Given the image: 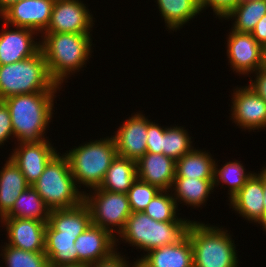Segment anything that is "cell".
I'll list each match as a JSON object with an SVG mask.
<instances>
[{
	"label": "cell",
	"instance_id": "obj_1",
	"mask_svg": "<svg viewBox=\"0 0 266 267\" xmlns=\"http://www.w3.org/2000/svg\"><path fill=\"white\" fill-rule=\"evenodd\" d=\"M92 34L43 32L40 49L45 55L50 77L62 85L69 75L86 66L93 52Z\"/></svg>",
	"mask_w": 266,
	"mask_h": 267
},
{
	"label": "cell",
	"instance_id": "obj_2",
	"mask_svg": "<svg viewBox=\"0 0 266 267\" xmlns=\"http://www.w3.org/2000/svg\"><path fill=\"white\" fill-rule=\"evenodd\" d=\"M57 92H36L11 96L3 101L8 106L13 136L18 143L45 140Z\"/></svg>",
	"mask_w": 266,
	"mask_h": 267
},
{
	"label": "cell",
	"instance_id": "obj_3",
	"mask_svg": "<svg viewBox=\"0 0 266 267\" xmlns=\"http://www.w3.org/2000/svg\"><path fill=\"white\" fill-rule=\"evenodd\" d=\"M60 87L50 77L41 49L25 60L0 65V100L20 94L57 92Z\"/></svg>",
	"mask_w": 266,
	"mask_h": 267
},
{
	"label": "cell",
	"instance_id": "obj_4",
	"mask_svg": "<svg viewBox=\"0 0 266 267\" xmlns=\"http://www.w3.org/2000/svg\"><path fill=\"white\" fill-rule=\"evenodd\" d=\"M223 227L192 221L187 229L194 267H238L234 240Z\"/></svg>",
	"mask_w": 266,
	"mask_h": 267
},
{
	"label": "cell",
	"instance_id": "obj_5",
	"mask_svg": "<svg viewBox=\"0 0 266 267\" xmlns=\"http://www.w3.org/2000/svg\"><path fill=\"white\" fill-rule=\"evenodd\" d=\"M76 186L99 188L112 161L117 157L114 138H100L66 151ZM80 186H79V185ZM90 187V188H89Z\"/></svg>",
	"mask_w": 266,
	"mask_h": 267
},
{
	"label": "cell",
	"instance_id": "obj_6",
	"mask_svg": "<svg viewBox=\"0 0 266 267\" xmlns=\"http://www.w3.org/2000/svg\"><path fill=\"white\" fill-rule=\"evenodd\" d=\"M192 221L159 222L143 211L132 212L124 229L119 233V239L149 252L162 246L178 243L186 234Z\"/></svg>",
	"mask_w": 266,
	"mask_h": 267
},
{
	"label": "cell",
	"instance_id": "obj_7",
	"mask_svg": "<svg viewBox=\"0 0 266 267\" xmlns=\"http://www.w3.org/2000/svg\"><path fill=\"white\" fill-rule=\"evenodd\" d=\"M32 186L50 210L75 207L84 199L85 192L76 186L64 153L52 158Z\"/></svg>",
	"mask_w": 266,
	"mask_h": 267
},
{
	"label": "cell",
	"instance_id": "obj_8",
	"mask_svg": "<svg viewBox=\"0 0 266 267\" xmlns=\"http://www.w3.org/2000/svg\"><path fill=\"white\" fill-rule=\"evenodd\" d=\"M92 190L91 194L85 191L83 199L90 210L92 224L119 235L132 213L128 195L99 188Z\"/></svg>",
	"mask_w": 266,
	"mask_h": 267
},
{
	"label": "cell",
	"instance_id": "obj_9",
	"mask_svg": "<svg viewBox=\"0 0 266 267\" xmlns=\"http://www.w3.org/2000/svg\"><path fill=\"white\" fill-rule=\"evenodd\" d=\"M81 0H55L44 32L90 34L94 17Z\"/></svg>",
	"mask_w": 266,
	"mask_h": 267
},
{
	"label": "cell",
	"instance_id": "obj_10",
	"mask_svg": "<svg viewBox=\"0 0 266 267\" xmlns=\"http://www.w3.org/2000/svg\"><path fill=\"white\" fill-rule=\"evenodd\" d=\"M227 38V57L233 72L249 75L264 67L263 47L251 33L231 30Z\"/></svg>",
	"mask_w": 266,
	"mask_h": 267
},
{
	"label": "cell",
	"instance_id": "obj_11",
	"mask_svg": "<svg viewBox=\"0 0 266 267\" xmlns=\"http://www.w3.org/2000/svg\"><path fill=\"white\" fill-rule=\"evenodd\" d=\"M55 0H19L1 15L9 27H21L42 34L48 27ZM11 24V26H10Z\"/></svg>",
	"mask_w": 266,
	"mask_h": 267
},
{
	"label": "cell",
	"instance_id": "obj_12",
	"mask_svg": "<svg viewBox=\"0 0 266 267\" xmlns=\"http://www.w3.org/2000/svg\"><path fill=\"white\" fill-rule=\"evenodd\" d=\"M231 119L237 126L249 131L266 127V101L249 86L233 89Z\"/></svg>",
	"mask_w": 266,
	"mask_h": 267
},
{
	"label": "cell",
	"instance_id": "obj_13",
	"mask_svg": "<svg viewBox=\"0 0 266 267\" xmlns=\"http://www.w3.org/2000/svg\"><path fill=\"white\" fill-rule=\"evenodd\" d=\"M51 144L49 139L40 142H21L9 156L30 186L38 180L45 166L57 154L58 151Z\"/></svg>",
	"mask_w": 266,
	"mask_h": 267
},
{
	"label": "cell",
	"instance_id": "obj_14",
	"mask_svg": "<svg viewBox=\"0 0 266 267\" xmlns=\"http://www.w3.org/2000/svg\"><path fill=\"white\" fill-rule=\"evenodd\" d=\"M118 240L110 231L91 224L74 242L78 264L90 265L109 258L117 251Z\"/></svg>",
	"mask_w": 266,
	"mask_h": 267
},
{
	"label": "cell",
	"instance_id": "obj_15",
	"mask_svg": "<svg viewBox=\"0 0 266 267\" xmlns=\"http://www.w3.org/2000/svg\"><path fill=\"white\" fill-rule=\"evenodd\" d=\"M0 222L6 227L8 245L29 252L45 251V230L48 222L36 219L3 217Z\"/></svg>",
	"mask_w": 266,
	"mask_h": 267
},
{
	"label": "cell",
	"instance_id": "obj_16",
	"mask_svg": "<svg viewBox=\"0 0 266 267\" xmlns=\"http://www.w3.org/2000/svg\"><path fill=\"white\" fill-rule=\"evenodd\" d=\"M123 123L112 136L117 155L137 162L147 152V118L137 112Z\"/></svg>",
	"mask_w": 266,
	"mask_h": 267
},
{
	"label": "cell",
	"instance_id": "obj_17",
	"mask_svg": "<svg viewBox=\"0 0 266 267\" xmlns=\"http://www.w3.org/2000/svg\"><path fill=\"white\" fill-rule=\"evenodd\" d=\"M3 24L4 29L0 30V65L25 60L40 50V40L34 39V35L38 36L37 32L21 27H15L16 30H13L5 22Z\"/></svg>",
	"mask_w": 266,
	"mask_h": 267
},
{
	"label": "cell",
	"instance_id": "obj_18",
	"mask_svg": "<svg viewBox=\"0 0 266 267\" xmlns=\"http://www.w3.org/2000/svg\"><path fill=\"white\" fill-rule=\"evenodd\" d=\"M253 175L243 187L229 200V206L243 218L258 223L264 228V190L263 168Z\"/></svg>",
	"mask_w": 266,
	"mask_h": 267
},
{
	"label": "cell",
	"instance_id": "obj_19",
	"mask_svg": "<svg viewBox=\"0 0 266 267\" xmlns=\"http://www.w3.org/2000/svg\"><path fill=\"white\" fill-rule=\"evenodd\" d=\"M136 164L137 178L159 190H171L176 177L175 160L164 154L146 152Z\"/></svg>",
	"mask_w": 266,
	"mask_h": 267
},
{
	"label": "cell",
	"instance_id": "obj_20",
	"mask_svg": "<svg viewBox=\"0 0 266 267\" xmlns=\"http://www.w3.org/2000/svg\"><path fill=\"white\" fill-rule=\"evenodd\" d=\"M136 259L143 267H194L193 250L187 234L176 244L152 249Z\"/></svg>",
	"mask_w": 266,
	"mask_h": 267
},
{
	"label": "cell",
	"instance_id": "obj_21",
	"mask_svg": "<svg viewBox=\"0 0 266 267\" xmlns=\"http://www.w3.org/2000/svg\"><path fill=\"white\" fill-rule=\"evenodd\" d=\"M48 223L60 235L79 236L92 224L91 213L83 201L75 207L50 210Z\"/></svg>",
	"mask_w": 266,
	"mask_h": 267
},
{
	"label": "cell",
	"instance_id": "obj_22",
	"mask_svg": "<svg viewBox=\"0 0 266 267\" xmlns=\"http://www.w3.org/2000/svg\"><path fill=\"white\" fill-rule=\"evenodd\" d=\"M7 159L0 170V219L11 211L21 192L30 186L18 166Z\"/></svg>",
	"mask_w": 266,
	"mask_h": 267
},
{
	"label": "cell",
	"instance_id": "obj_23",
	"mask_svg": "<svg viewBox=\"0 0 266 267\" xmlns=\"http://www.w3.org/2000/svg\"><path fill=\"white\" fill-rule=\"evenodd\" d=\"M213 180L175 177L170 191L174 192L172 196L175 199L177 207L179 202L180 204L186 203L185 205L188 204V206L196 208L201 207V205L203 206L209 194L214 190Z\"/></svg>",
	"mask_w": 266,
	"mask_h": 267
},
{
	"label": "cell",
	"instance_id": "obj_24",
	"mask_svg": "<svg viewBox=\"0 0 266 267\" xmlns=\"http://www.w3.org/2000/svg\"><path fill=\"white\" fill-rule=\"evenodd\" d=\"M78 236L60 235L49 223L45 230V251L49 263L56 265L78 264L74 242Z\"/></svg>",
	"mask_w": 266,
	"mask_h": 267
},
{
	"label": "cell",
	"instance_id": "obj_25",
	"mask_svg": "<svg viewBox=\"0 0 266 267\" xmlns=\"http://www.w3.org/2000/svg\"><path fill=\"white\" fill-rule=\"evenodd\" d=\"M136 179V161L117 155L106 171L99 189L127 194Z\"/></svg>",
	"mask_w": 266,
	"mask_h": 267
},
{
	"label": "cell",
	"instance_id": "obj_26",
	"mask_svg": "<svg viewBox=\"0 0 266 267\" xmlns=\"http://www.w3.org/2000/svg\"><path fill=\"white\" fill-rule=\"evenodd\" d=\"M214 164L211 153L193 148L176 161V177L214 179Z\"/></svg>",
	"mask_w": 266,
	"mask_h": 267
},
{
	"label": "cell",
	"instance_id": "obj_27",
	"mask_svg": "<svg viewBox=\"0 0 266 267\" xmlns=\"http://www.w3.org/2000/svg\"><path fill=\"white\" fill-rule=\"evenodd\" d=\"M168 30H179L200 14L197 0H156Z\"/></svg>",
	"mask_w": 266,
	"mask_h": 267
},
{
	"label": "cell",
	"instance_id": "obj_28",
	"mask_svg": "<svg viewBox=\"0 0 266 267\" xmlns=\"http://www.w3.org/2000/svg\"><path fill=\"white\" fill-rule=\"evenodd\" d=\"M49 213L50 209L45 205L41 196L33 186H29L25 191L21 192L11 211L5 217L36 219L48 222Z\"/></svg>",
	"mask_w": 266,
	"mask_h": 267
},
{
	"label": "cell",
	"instance_id": "obj_29",
	"mask_svg": "<svg viewBox=\"0 0 266 267\" xmlns=\"http://www.w3.org/2000/svg\"><path fill=\"white\" fill-rule=\"evenodd\" d=\"M266 14V0L237 4L225 17L235 20L231 30L251 33L258 21Z\"/></svg>",
	"mask_w": 266,
	"mask_h": 267
},
{
	"label": "cell",
	"instance_id": "obj_30",
	"mask_svg": "<svg viewBox=\"0 0 266 267\" xmlns=\"http://www.w3.org/2000/svg\"><path fill=\"white\" fill-rule=\"evenodd\" d=\"M218 162L214 164V188L220 185V182L227 184L229 187V200L243 187L246 181L253 175V172H246V169L240 161L226 162L221 168L218 167Z\"/></svg>",
	"mask_w": 266,
	"mask_h": 267
},
{
	"label": "cell",
	"instance_id": "obj_31",
	"mask_svg": "<svg viewBox=\"0 0 266 267\" xmlns=\"http://www.w3.org/2000/svg\"><path fill=\"white\" fill-rule=\"evenodd\" d=\"M191 140L184 127H166L163 135L162 154L177 161L194 148Z\"/></svg>",
	"mask_w": 266,
	"mask_h": 267
},
{
	"label": "cell",
	"instance_id": "obj_32",
	"mask_svg": "<svg viewBox=\"0 0 266 267\" xmlns=\"http://www.w3.org/2000/svg\"><path fill=\"white\" fill-rule=\"evenodd\" d=\"M170 190H160L153 199L149 202L147 207L143 210L152 219L159 222L167 221H192L185 218H179L176 212L178 207Z\"/></svg>",
	"mask_w": 266,
	"mask_h": 267
},
{
	"label": "cell",
	"instance_id": "obj_33",
	"mask_svg": "<svg viewBox=\"0 0 266 267\" xmlns=\"http://www.w3.org/2000/svg\"><path fill=\"white\" fill-rule=\"evenodd\" d=\"M1 256L6 267H47L49 260L44 252H29L8 244L2 247ZM1 267V266H0Z\"/></svg>",
	"mask_w": 266,
	"mask_h": 267
},
{
	"label": "cell",
	"instance_id": "obj_34",
	"mask_svg": "<svg viewBox=\"0 0 266 267\" xmlns=\"http://www.w3.org/2000/svg\"><path fill=\"white\" fill-rule=\"evenodd\" d=\"M159 191L160 190L156 186L150 185L137 178L127 193L131 211H143Z\"/></svg>",
	"mask_w": 266,
	"mask_h": 267
},
{
	"label": "cell",
	"instance_id": "obj_35",
	"mask_svg": "<svg viewBox=\"0 0 266 267\" xmlns=\"http://www.w3.org/2000/svg\"><path fill=\"white\" fill-rule=\"evenodd\" d=\"M151 122L147 117V152L162 154L163 135L166 127Z\"/></svg>",
	"mask_w": 266,
	"mask_h": 267
},
{
	"label": "cell",
	"instance_id": "obj_36",
	"mask_svg": "<svg viewBox=\"0 0 266 267\" xmlns=\"http://www.w3.org/2000/svg\"><path fill=\"white\" fill-rule=\"evenodd\" d=\"M237 1L238 0H197L201 11L211 7L215 15L220 19H223V17L237 5Z\"/></svg>",
	"mask_w": 266,
	"mask_h": 267
},
{
	"label": "cell",
	"instance_id": "obj_37",
	"mask_svg": "<svg viewBox=\"0 0 266 267\" xmlns=\"http://www.w3.org/2000/svg\"><path fill=\"white\" fill-rule=\"evenodd\" d=\"M13 128L11 123V115L8 106L3 100H0V146L9 140L10 137H14Z\"/></svg>",
	"mask_w": 266,
	"mask_h": 267
},
{
	"label": "cell",
	"instance_id": "obj_38",
	"mask_svg": "<svg viewBox=\"0 0 266 267\" xmlns=\"http://www.w3.org/2000/svg\"><path fill=\"white\" fill-rule=\"evenodd\" d=\"M125 258L124 255L122 256L119 252H115L109 258L90 264L88 267H138L137 260L133 262L134 264L130 263L131 266Z\"/></svg>",
	"mask_w": 266,
	"mask_h": 267
},
{
	"label": "cell",
	"instance_id": "obj_39",
	"mask_svg": "<svg viewBox=\"0 0 266 267\" xmlns=\"http://www.w3.org/2000/svg\"><path fill=\"white\" fill-rule=\"evenodd\" d=\"M254 74L256 78H251L248 86L266 101V67L259 68Z\"/></svg>",
	"mask_w": 266,
	"mask_h": 267
},
{
	"label": "cell",
	"instance_id": "obj_40",
	"mask_svg": "<svg viewBox=\"0 0 266 267\" xmlns=\"http://www.w3.org/2000/svg\"><path fill=\"white\" fill-rule=\"evenodd\" d=\"M251 34L263 48L266 46V14L258 21Z\"/></svg>",
	"mask_w": 266,
	"mask_h": 267
},
{
	"label": "cell",
	"instance_id": "obj_41",
	"mask_svg": "<svg viewBox=\"0 0 266 267\" xmlns=\"http://www.w3.org/2000/svg\"><path fill=\"white\" fill-rule=\"evenodd\" d=\"M263 190H264V230L266 232V167H263Z\"/></svg>",
	"mask_w": 266,
	"mask_h": 267
},
{
	"label": "cell",
	"instance_id": "obj_42",
	"mask_svg": "<svg viewBox=\"0 0 266 267\" xmlns=\"http://www.w3.org/2000/svg\"><path fill=\"white\" fill-rule=\"evenodd\" d=\"M19 0H0V15L9 8L12 4L18 2Z\"/></svg>",
	"mask_w": 266,
	"mask_h": 267
},
{
	"label": "cell",
	"instance_id": "obj_43",
	"mask_svg": "<svg viewBox=\"0 0 266 267\" xmlns=\"http://www.w3.org/2000/svg\"><path fill=\"white\" fill-rule=\"evenodd\" d=\"M47 267H88L87 264L79 263V264H67V265H56L48 263Z\"/></svg>",
	"mask_w": 266,
	"mask_h": 267
},
{
	"label": "cell",
	"instance_id": "obj_44",
	"mask_svg": "<svg viewBox=\"0 0 266 267\" xmlns=\"http://www.w3.org/2000/svg\"><path fill=\"white\" fill-rule=\"evenodd\" d=\"M255 1H261V0H238L237 4H245L249 2H255Z\"/></svg>",
	"mask_w": 266,
	"mask_h": 267
},
{
	"label": "cell",
	"instance_id": "obj_45",
	"mask_svg": "<svg viewBox=\"0 0 266 267\" xmlns=\"http://www.w3.org/2000/svg\"><path fill=\"white\" fill-rule=\"evenodd\" d=\"M264 51V67H266V46L263 48Z\"/></svg>",
	"mask_w": 266,
	"mask_h": 267
}]
</instances>
